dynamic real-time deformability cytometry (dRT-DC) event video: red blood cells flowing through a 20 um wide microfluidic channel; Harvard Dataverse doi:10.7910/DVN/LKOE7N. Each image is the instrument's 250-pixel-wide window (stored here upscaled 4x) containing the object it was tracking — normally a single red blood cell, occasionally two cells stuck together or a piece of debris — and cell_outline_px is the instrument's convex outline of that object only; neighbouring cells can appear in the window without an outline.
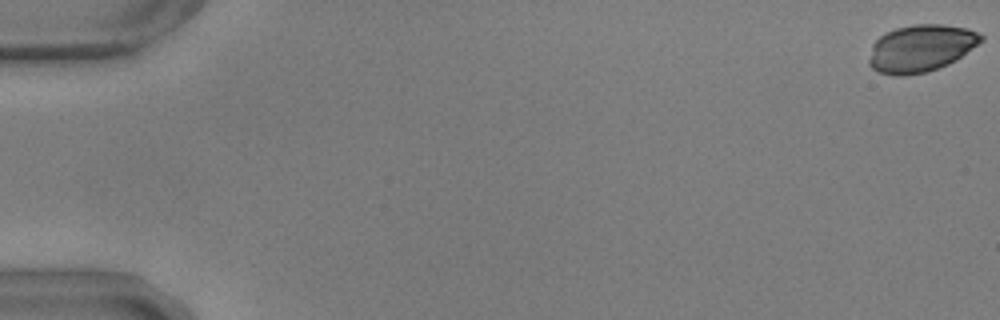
{"species": "common noctule bat (a hibernating species)", "species_latin": "Nyctalus noctula", "temperature_condition": "warm", "stored_images_in_passage": 19, "camera_frame_rate_fps": 3000, "um_per_image_px": 0.085, "animal": {"sex": "male", "body_mass_g": 17.9, "forearm_length_mm": 54.2}, "frame": {"image": 1, "passage_image": 1, "time_ms": 0.0, "image_size_px": [1000, 320], "cell_outline_px": [[984, 40], [956, 60], [948, 64], [924, 72], [904, 76], [892, 76], [880, 72], [872, 68], [868, 64], [868, 60], [872, 44], [880, 36], [896, 28], [916, 24], [940, 24], [964, 28], [976, 32], [984, 36]], "centroid_in_image_um": [78.25, 4.11], "position_along_channel_um": 6.7, "area_um2": 30.63}}
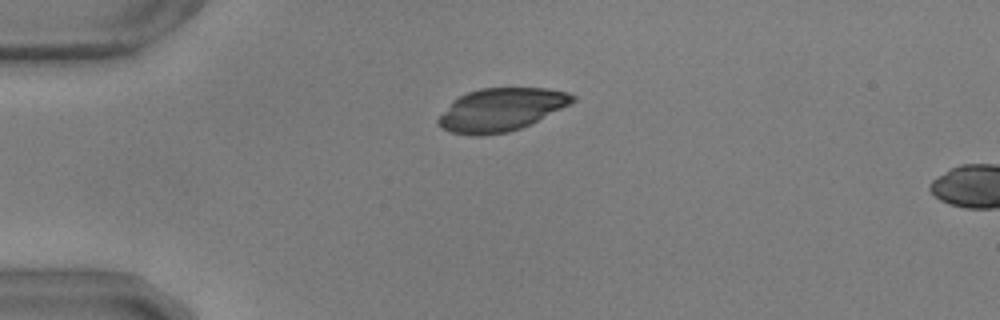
{"frame": {"image": 2, "passage_image": 15, "time_ms": 4.667, "image_size_px": [1000, 320], "cell_outline_px": [[576, 100], [520, 128], [508, 132], [484, 136], [472, 136], [452, 132], [444, 128], [436, 120], [452, 100], [468, 92], [480, 88], [548, 88], [568, 92], [576, 96]], "centroid_in_image_um": [42.55, 9.31], "position_along_channel_um": 42.4, "area_um2": 33.18}}